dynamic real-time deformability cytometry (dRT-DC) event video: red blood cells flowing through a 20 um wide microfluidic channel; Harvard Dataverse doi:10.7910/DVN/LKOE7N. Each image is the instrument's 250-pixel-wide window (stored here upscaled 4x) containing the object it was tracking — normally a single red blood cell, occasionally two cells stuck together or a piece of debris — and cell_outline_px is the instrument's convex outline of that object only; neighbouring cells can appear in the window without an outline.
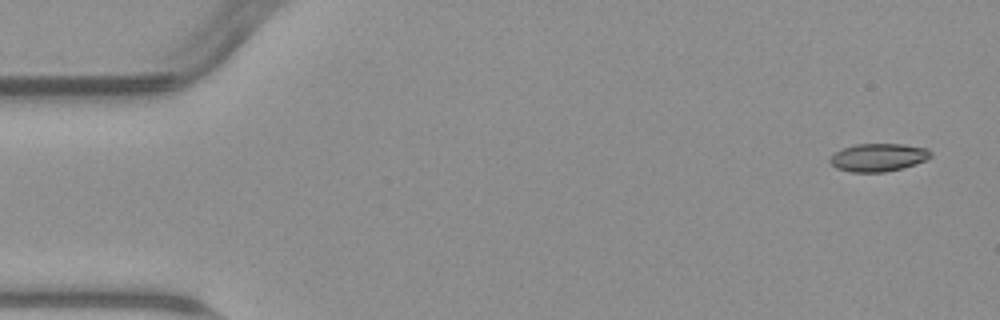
{"species": "common noctule bat (a hibernating species)", "species_latin": "Nyctalus noctula", "temperature_condition": "warm", "stored_images_in_passage": 4, "camera_frame_rate_fps": 3000, "um_per_image_px": 0.085, "animal": {"sex": "male", "body_mass_g": 23.1, "forearm_length_mm": 52.7}, "frame": {"image": 1, "passage_image": 1, "time_ms": 0.0, "image_size_px": [1000, 320], "cell_outline_px": [[932, 156], [928, 160], [904, 168], [884, 172], [852, 172], [836, 168], [828, 160], [836, 152], [844, 148], [856, 144], [904, 144], [928, 148], [932, 152]], "centroid_in_image_um": [74.72, 13.38], "position_along_channel_um": 10.3, "area_um2": 16.53}}
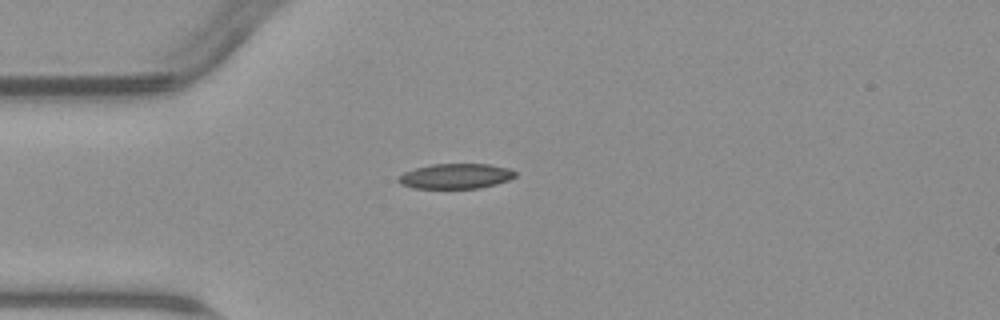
{"frame": {"image": 2, "passage_image": 4, "time_ms": 4.0, "image_size_px": [1000, 320], "cell_outline_px": [[516, 176], [508, 180], [496, 184], [480, 188], [412, 188], [400, 184], [396, 180], [404, 172], [416, 168], [432, 164], [488, 164], [508, 168], [516, 172]], "centroid_in_image_um": [38.73, 14.97], "position_along_channel_um": 46.3, "area_um2": 17.05}}